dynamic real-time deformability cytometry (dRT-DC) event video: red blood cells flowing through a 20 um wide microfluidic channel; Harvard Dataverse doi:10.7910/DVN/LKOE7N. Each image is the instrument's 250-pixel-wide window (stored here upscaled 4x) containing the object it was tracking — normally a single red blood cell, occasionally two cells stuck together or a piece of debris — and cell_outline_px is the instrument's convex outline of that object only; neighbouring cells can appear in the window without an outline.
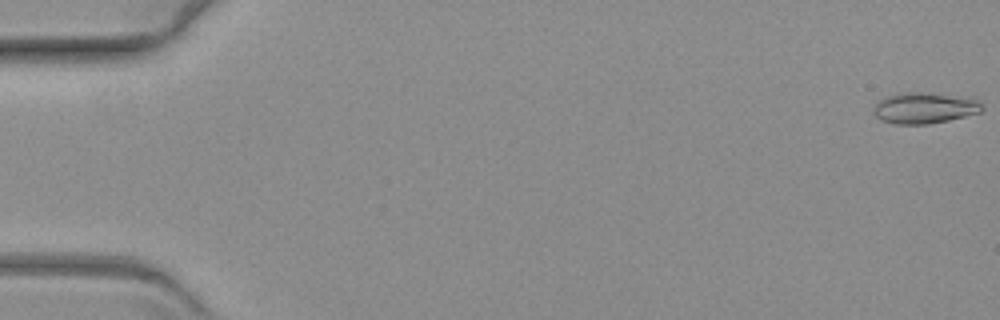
{"species": "common noctule bat (a hibernating species)", "species_latin": "Nyctalus noctula", "temperature_condition": "warm", "stored_images_in_passage": 61, "camera_frame_rate_fps": 3000, "um_per_image_px": 0.085, "animal": {"sex": "female", "body_mass_g": 19.3, "forearm_length_mm": 54.1}, "frame": {"image": 1, "passage_image": 1, "time_ms": 0.0, "image_size_px": [1000, 320], "cell_outline_px": [[984, 108], [980, 112], [948, 120], [928, 124], [896, 124], [880, 120], [872, 112], [872, 104], [888, 96], [904, 92], [920, 92], [972, 96]], "centroid_in_image_um": [78.56, 9.16], "position_along_channel_um": 6.4, "area_um2": 19.88}}
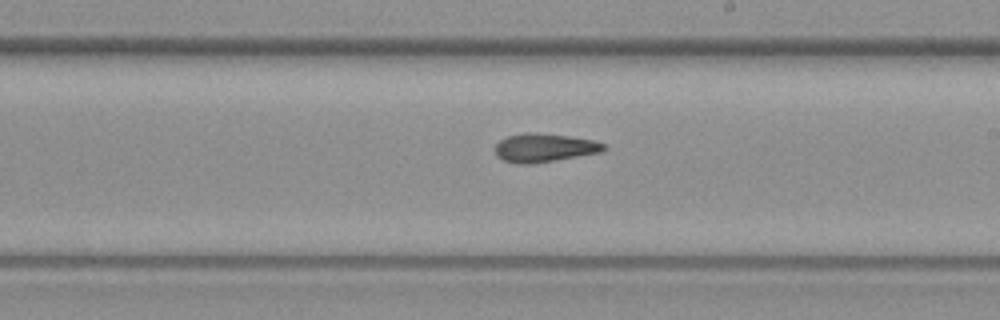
{"frame": {"image": 2, "passage_image": 36, "time_ms": 11.667, "image_size_px": [1000, 320], "cell_outline_px": [[608, 148], [600, 152], [532, 164], [516, 164], [504, 160], [496, 156], [496, 144], [500, 140], [508, 136], [524, 132], [532, 132], [568, 136], [596, 140], [604, 144]], "centroid_in_image_um": [46.26, 12.55], "position_along_channel_um": 242.7, "area_um2": 18.03}}
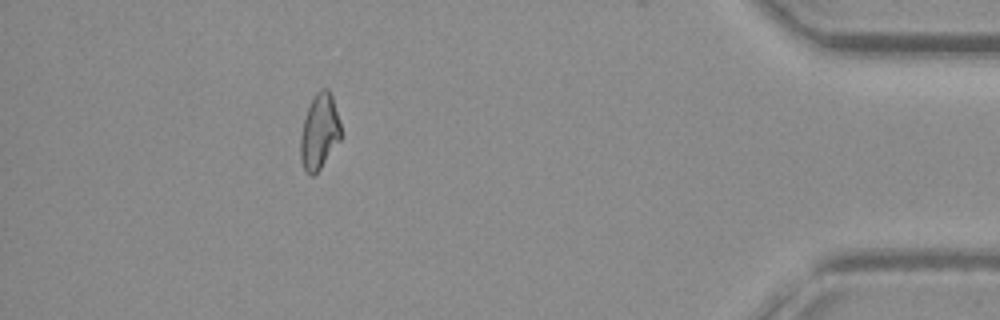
{"frame": {"image": 3, "passage_image": 55, "time_ms": 18.0, "image_size_px": [1000, 320], "cell_outline_px": [[340, 140], [320, 168], [312, 176], [308, 176], [300, 160], [300, 136], [304, 120], [308, 108], [316, 92], [320, 88], [328, 88], [332, 96], [340, 124]], "centroid_in_image_um": [27.13, 11.2], "position_along_channel_um": 408.1, "area_um2": 17.51}}